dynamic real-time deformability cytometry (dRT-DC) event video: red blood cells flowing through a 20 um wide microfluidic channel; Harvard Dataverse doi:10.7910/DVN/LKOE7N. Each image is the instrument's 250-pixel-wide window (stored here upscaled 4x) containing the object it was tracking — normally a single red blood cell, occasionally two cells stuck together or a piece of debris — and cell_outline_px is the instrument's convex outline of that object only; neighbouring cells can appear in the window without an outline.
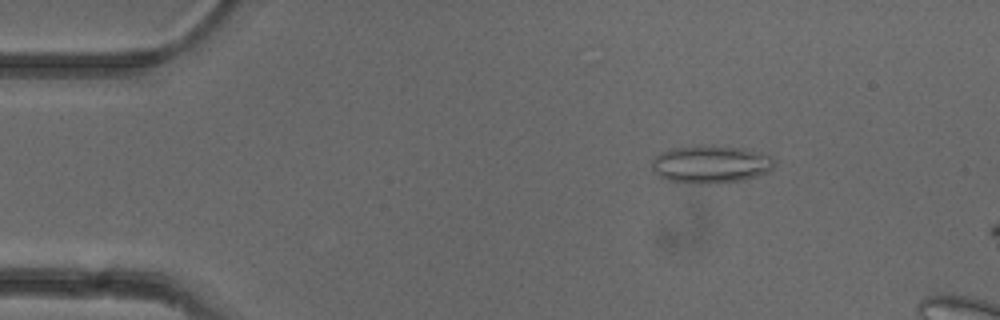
{"species": "common noctule bat (a hibernating species)", "species_latin": "Nyctalus noctula", "temperature_condition": "cold", "stored_images_in_passage": 11, "camera_frame_rate_fps": 3000, "um_per_image_px": 0.085, "animal": {"sex": "female"}, "frame": {"image": 1, "passage_image": 8, "time_ms": 2.333, "image_size_px": [1000, 320], "cell_outline_px": [[776, 164], [768, 172], [744, 180], [720, 184], [696, 184], [668, 180], [652, 172], [652, 160], [660, 152], [672, 148], [696, 144], [712, 144], [740, 148], [772, 156]], "centroid_in_image_um": [60.39, 13.96], "position_along_channel_um": 24.6, "area_um2": 27.57}}